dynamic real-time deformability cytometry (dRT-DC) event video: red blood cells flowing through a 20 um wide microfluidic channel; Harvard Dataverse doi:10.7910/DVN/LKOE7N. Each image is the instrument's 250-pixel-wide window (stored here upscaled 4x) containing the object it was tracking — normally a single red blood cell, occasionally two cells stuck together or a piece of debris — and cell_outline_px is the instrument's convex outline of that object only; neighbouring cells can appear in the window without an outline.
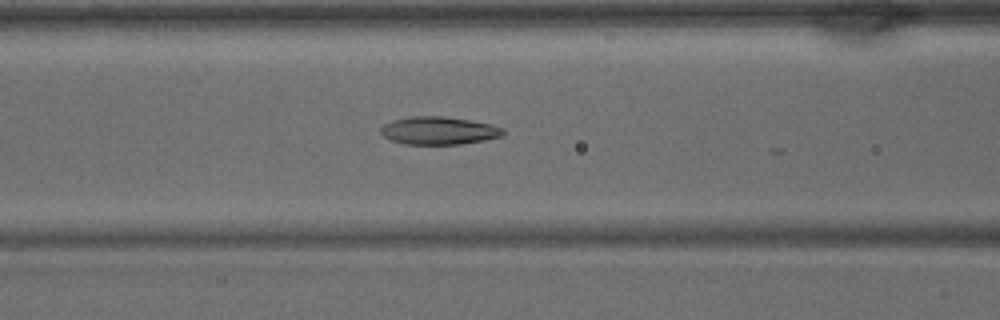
{"species": "common noctule bat (a hibernating species)", "species_latin": "Nyctalus noctula", "temperature_condition": "warm", "stored_images_in_passage": 19, "camera_frame_rate_fps": 3000, "um_per_image_px": 0.085, "animal": {"sex": "male", "body_mass_g": 15.6}, "frame": {"image": 1, "passage_image": 16, "time_ms": 5.0, "image_size_px": [1000, 320], "cell_outline_px": [[504, 132], [500, 136], [484, 140], [460, 144], [404, 144], [388, 140], [380, 132], [380, 128], [384, 124], [392, 120], [408, 116], [444, 116], [468, 120], [488, 124], [504, 128]], "centroid_in_image_um": [37.22, 11.1], "position_along_channel_um": 129.4, "area_um2": 19.83}}
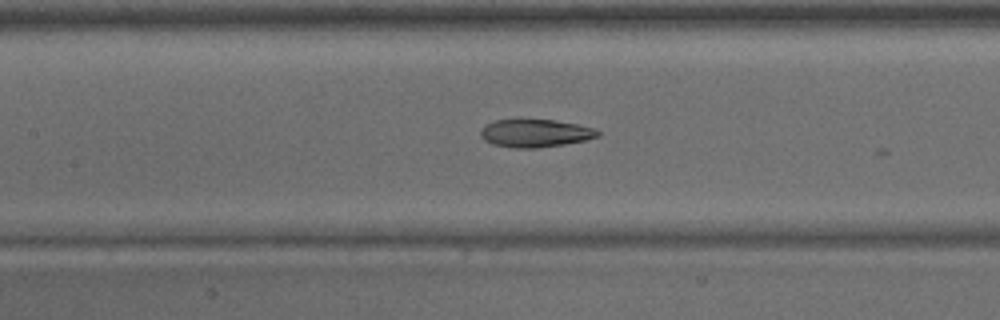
{"frame": {"image": 2, "passage_image": 18, "time_ms": 5.667, "image_size_px": [1000, 320], "cell_outline_px": [[600, 136], [584, 140], [564, 144], [536, 148], [516, 148], [492, 144], [484, 140], [480, 136], [480, 132], [488, 124], [496, 120], [552, 120], [576, 124], [592, 128], [600, 132]], "centroid_in_image_um": [45.49, 11.33], "position_along_channel_um": 161.9, "area_um2": 18.67}}